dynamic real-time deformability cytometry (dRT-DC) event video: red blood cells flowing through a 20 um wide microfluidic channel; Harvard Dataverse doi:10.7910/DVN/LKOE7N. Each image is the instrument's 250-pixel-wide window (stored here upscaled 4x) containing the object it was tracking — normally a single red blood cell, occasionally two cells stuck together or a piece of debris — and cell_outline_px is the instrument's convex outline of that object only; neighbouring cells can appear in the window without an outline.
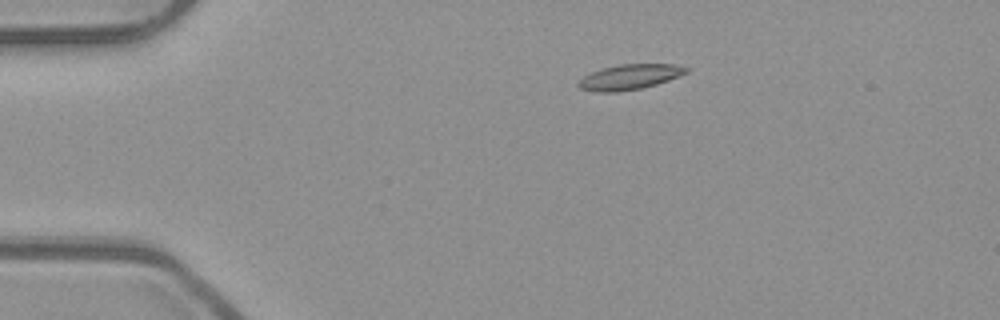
{"species": "common noctule bat (a hibernating species)", "species_latin": "Nyctalus noctula", "temperature_condition": "room temperature", "stored_images_in_passage": 43, "camera_frame_rate_fps": 3000, "um_per_image_px": 0.085, "animal": {"sex": "male", "body_mass_g": 23.1, "forearm_length_mm": 52.7}, "frame": {"image": 1, "passage_image": 1, "time_ms": 0.0, "image_size_px": [1000, 320], "cell_outline_px": [[688, 72], [680, 76], [656, 84], [640, 88], [616, 92], [600, 92], [580, 88], [576, 84], [584, 76], [592, 72], [604, 68], [620, 64], [672, 64], [688, 68]], "centroid_in_image_um": [53.53, 6.54], "position_along_channel_um": 31.5, "area_um2": 15.55}}
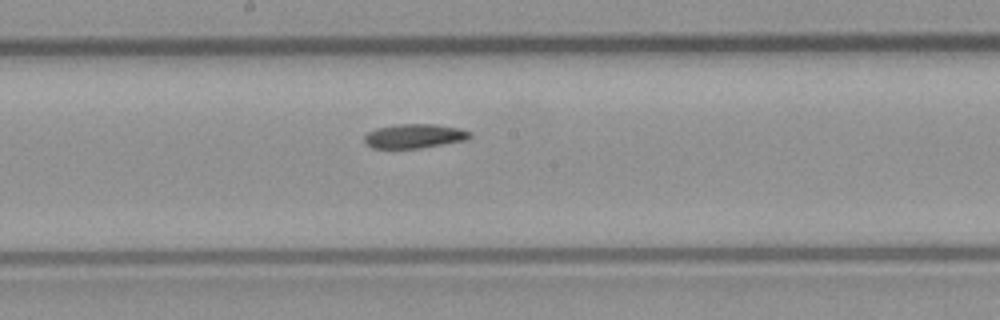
{"frame": {"image": 2, "passage_image": 19, "time_ms": 6.0, "image_size_px": [1000, 320], "cell_outline_px": [[472, 136], [464, 140], [420, 148], [372, 148], [364, 144], [364, 136], [368, 132], [376, 128], [396, 124], [436, 124], [460, 128], [472, 132]], "centroid_in_image_um": [35.2, 11.56], "position_along_channel_um": 213.0, "area_um2": 14.97}}
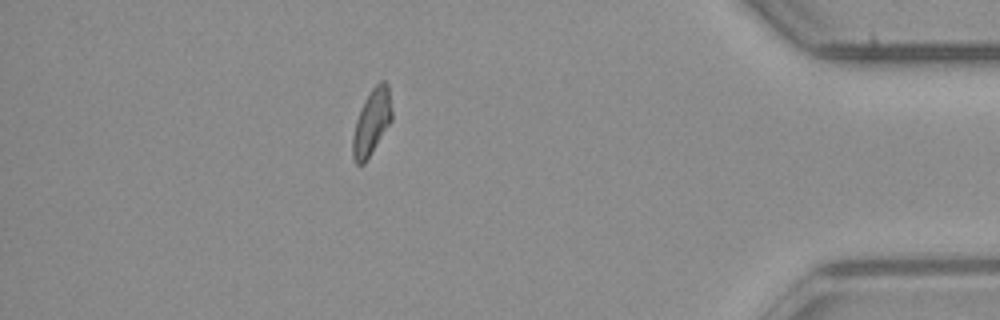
{"frame": {"image": 3, "passage_image": 37, "time_ms": 12.0, "image_size_px": [1000, 320], "cell_outline_px": [[392, 120], [364, 164], [356, 164], [352, 156], [352, 136], [356, 120], [360, 108], [364, 100], [372, 88], [380, 80], [384, 80], [388, 84], [392, 108]], "centroid_in_image_um": [31.59, 10.36], "position_along_channel_um": 403.6, "area_um2": 15.09}, "authors_computed_cell_mechanics": {"area_um2": 15.2014, "velocity_mm_per_s": 3.9408, "shape_relaxation_time_tau1_ms": 4.4046, "shape_relaxation_time_tau2_ms": 4.8847, "deformation_change_tau1": 0.1471, "deformation_change_tau2": 0.1208}}